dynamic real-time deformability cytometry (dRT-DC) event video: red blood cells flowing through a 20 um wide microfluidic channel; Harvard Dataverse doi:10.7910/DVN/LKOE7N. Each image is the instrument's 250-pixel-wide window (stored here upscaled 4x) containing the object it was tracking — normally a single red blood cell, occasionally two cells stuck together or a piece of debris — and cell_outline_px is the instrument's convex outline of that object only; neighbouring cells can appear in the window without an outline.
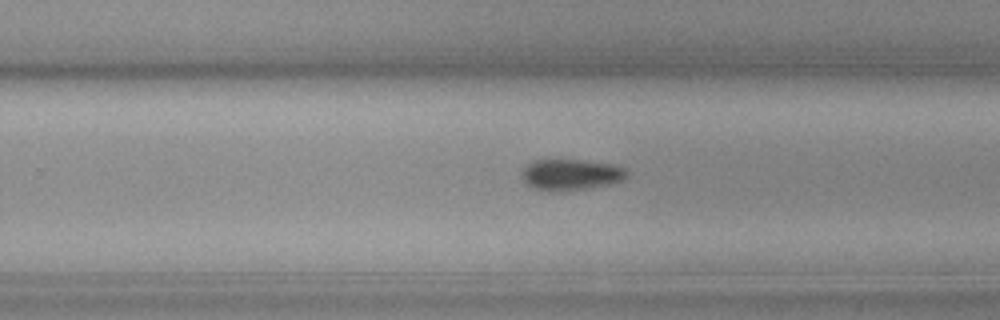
{"species": "common noctule bat (a hibernating species)", "species_latin": "Nyctalus noctula", "temperature_condition": "cold", "stored_images_in_passage": 34, "camera_frame_rate_fps": 3000, "um_per_image_px": 0.085, "animal": {"sex": "female", "body_mass_g": 19.3, "forearm_length_mm": 54.1}, "frame": {"image": 1, "passage_image": 25, "time_ms": 8.0, "image_size_px": [1000, 320], "cell_outline_px": [[628, 176], [624, 180], [608, 184], [588, 188], [552, 192], [532, 188], [524, 180], [524, 164], [536, 160], [580, 160], [612, 164], [628, 168]], "centroid_in_image_um": [48.56, 14.84], "position_along_channel_um": 281.2, "area_um2": 19.02}}